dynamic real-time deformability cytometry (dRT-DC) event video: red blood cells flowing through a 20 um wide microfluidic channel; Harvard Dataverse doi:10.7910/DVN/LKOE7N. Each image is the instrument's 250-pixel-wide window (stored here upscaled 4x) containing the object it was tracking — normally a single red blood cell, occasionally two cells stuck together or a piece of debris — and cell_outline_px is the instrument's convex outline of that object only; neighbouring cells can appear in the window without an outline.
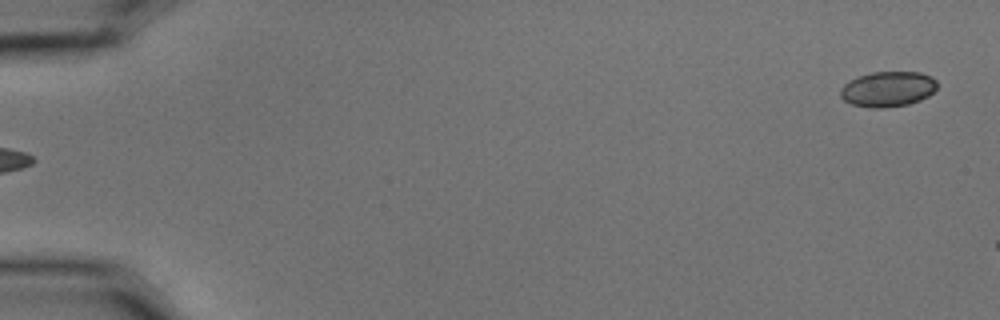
{"species": "common noctule bat (a hibernating species)", "species_latin": "Nyctalus noctula", "temperature_condition": "cold", "stored_images_in_passage": 5, "camera_frame_rate_fps": 3000, "um_per_image_px": 0.085, "animal": {"sex": "male", "body_mass_g": 15.6}, "frame": {"image": 1, "passage_image": 5, "time_ms": 1.333, "image_size_px": [1000, 320], "cell_outline_px": [[936, 88], [928, 96], [920, 100], [908, 104], [880, 108], [872, 108], [852, 104], [844, 100], [840, 96], [840, 88], [848, 80], [856, 76], [872, 72], [920, 72], [932, 76], [936, 80]], "centroid_in_image_um": [75.44, 7.56], "position_along_channel_um": 9.6, "area_um2": 20.0}}